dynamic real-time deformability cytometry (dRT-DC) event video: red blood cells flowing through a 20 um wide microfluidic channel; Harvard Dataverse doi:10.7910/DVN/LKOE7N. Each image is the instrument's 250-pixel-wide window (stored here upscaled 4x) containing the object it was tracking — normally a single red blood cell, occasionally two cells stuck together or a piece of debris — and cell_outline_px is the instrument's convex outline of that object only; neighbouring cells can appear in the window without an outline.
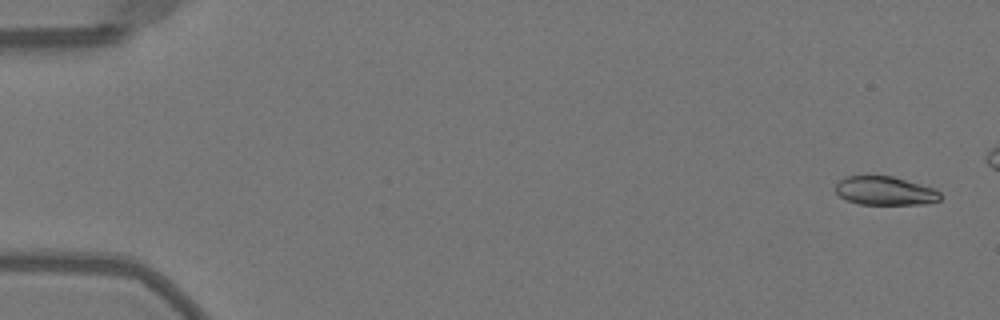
{"species": "Egyptian fruit bat (a non-hibernating species)", "species_latin": "Rousettus aegyptiacus", "temperature_condition": "warm", "stored_images_in_passage": 45, "camera_frame_rate_fps": 3000, "um_per_image_px": 0.085, "animal": {"sex": "female"}, "frame": {"image": 1, "passage_image": 2, "time_ms": 0.333, "image_size_px": [1000, 320], "cell_outline_px": [[940, 200], [924, 204], [860, 204], [848, 200], [840, 196], [836, 192], [836, 184], [844, 176], [892, 176], [936, 188], [940, 192]], "centroid_in_image_um": [75.25, 16.21], "position_along_channel_um": 9.7, "area_um2": 17.46}}
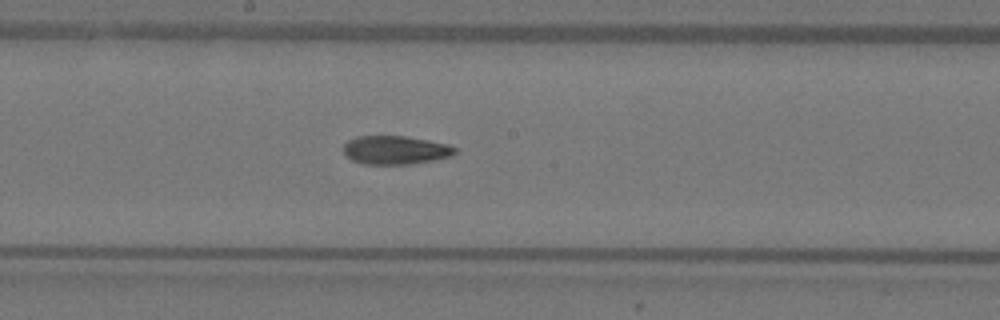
{"frame": {"image": 2, "passage_image": 28, "time_ms": 9.0, "image_size_px": [1000, 320], "cell_outline_px": [[456, 152], [452, 156], [432, 160], [408, 164], [364, 164], [352, 160], [344, 152], [344, 144], [348, 140], [356, 136], [404, 136], [428, 140], [448, 144], [456, 148]], "centroid_in_image_um": [33.61, 12.75], "position_along_channel_um": 214.6, "area_um2": 18.44}}
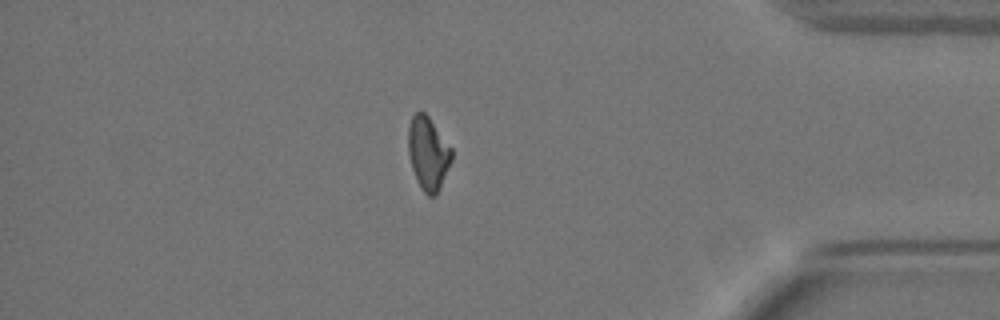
{"frame": {"image": 3, "passage_image": 44, "time_ms": 14.333, "image_size_px": [1000, 320], "cell_outline_px": [[452, 160], [440, 188], [436, 196], [428, 196], [420, 188], [412, 168], [408, 152], [408, 128], [412, 116], [416, 112], [424, 112], [428, 116], [452, 148]], "centroid_in_image_um": [36.39, 13.05], "position_along_channel_um": 398.8, "area_um2": 18.5}}